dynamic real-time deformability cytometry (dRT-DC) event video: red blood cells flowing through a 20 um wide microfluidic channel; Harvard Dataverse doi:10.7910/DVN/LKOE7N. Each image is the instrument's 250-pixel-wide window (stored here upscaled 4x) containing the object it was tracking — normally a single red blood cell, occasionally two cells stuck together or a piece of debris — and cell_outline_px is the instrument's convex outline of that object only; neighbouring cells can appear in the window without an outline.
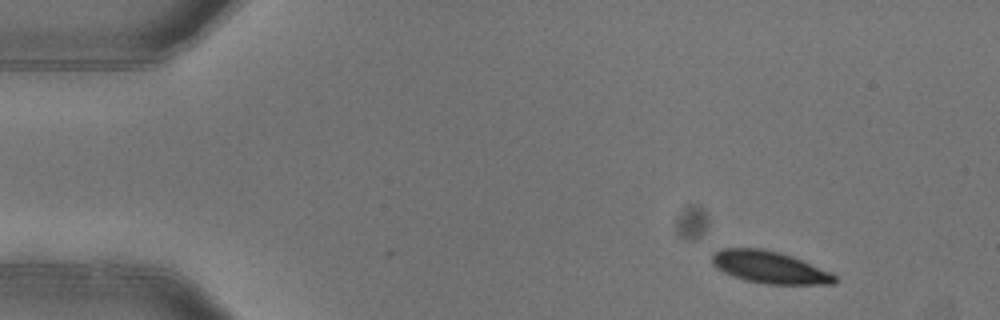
{"species": "common noctule bat (a hibernating species)", "species_latin": "Nyctalus noctula", "temperature_condition": "warm", "stored_images_in_passage": 2, "camera_frame_rate_fps": 3000, "um_per_image_px": 0.085, "animal": {"sex": "female"}, "frame": {"image": 1, "passage_image": 2, "time_ms": 0.333, "image_size_px": [1000, 320], "cell_outline_px": [[840, 280], [836, 284], [768, 284], [744, 280], [724, 272], [716, 268], [712, 264], [712, 252], [720, 248], [764, 248], [780, 252], [792, 256], [832, 272]], "centroid_in_image_um": [65.43, 22.71], "position_along_channel_um": 19.6, "area_um2": 23.29}}